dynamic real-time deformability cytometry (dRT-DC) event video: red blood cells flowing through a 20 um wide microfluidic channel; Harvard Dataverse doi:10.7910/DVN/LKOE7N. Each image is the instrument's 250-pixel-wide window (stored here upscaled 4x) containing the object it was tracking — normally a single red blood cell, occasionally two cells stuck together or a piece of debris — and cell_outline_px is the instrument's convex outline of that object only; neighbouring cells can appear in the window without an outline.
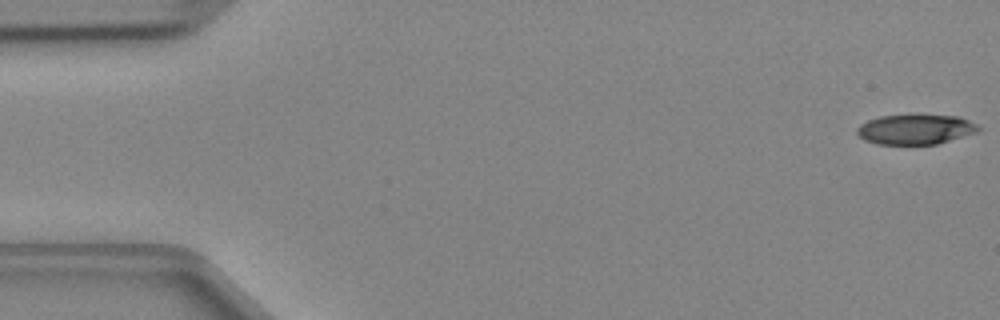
{"species": "Egyptian fruit bat (a non-hibernating species)", "species_latin": "Rousettus aegyptiacus", "temperature_condition": "cold", "stored_images_in_passage": 47, "camera_frame_rate_fps": 3000, "um_per_image_px": 0.085, "animal": {"sex": "female"}, "frame": {"image": 1, "passage_image": 1, "time_ms": 0.0, "image_size_px": [1000, 320], "cell_outline_px": [[980, 128], [976, 132], [936, 144], [876, 144], [864, 140], [856, 132], [856, 128], [860, 124], [868, 120], [880, 116], [960, 116], [976, 124]], "centroid_in_image_um": [77.77, 11.01], "position_along_channel_um": 7.2, "area_um2": 20.75}}
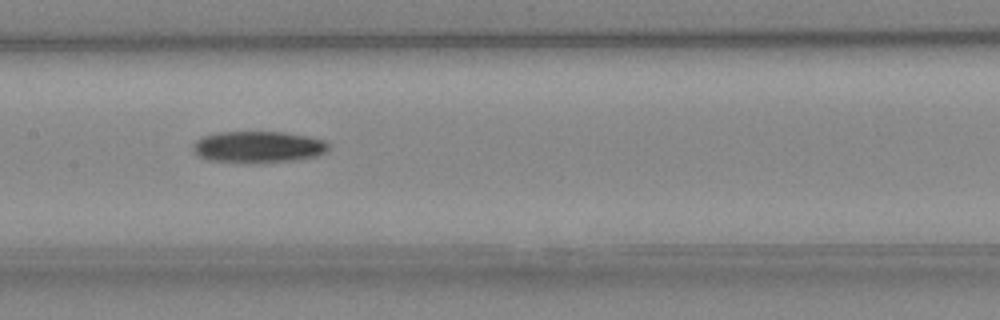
{"frame": {"image": 2, "passage_image": 23, "time_ms": 7.333, "image_size_px": [1000, 320], "cell_outline_px": [[328, 148], [324, 152], [316, 156], [296, 160], [248, 164], [208, 160], [196, 156], [192, 148], [192, 144], [196, 140], [204, 136], [220, 132], [284, 132], [308, 136], [324, 140], [328, 144]], "centroid_in_image_um": [21.89, 12.51], "position_along_channel_um": 185.5, "area_um2": 25.26}}
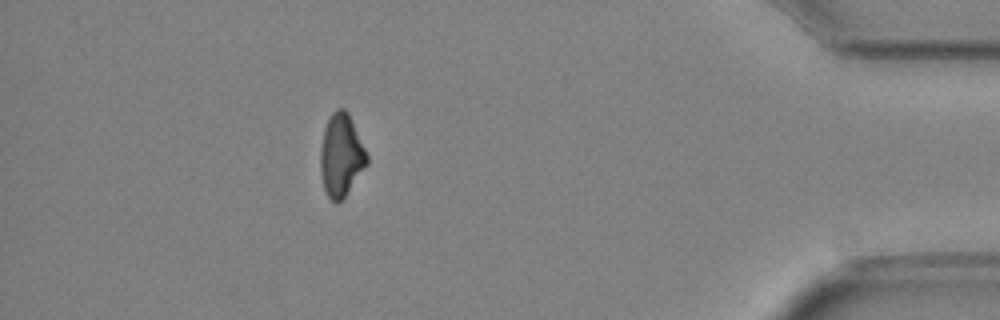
{"frame": {"image": 3, "passage_image": 42, "time_ms": 13.667, "image_size_px": [1000, 320], "cell_outline_px": [[368, 164], [344, 196], [336, 204], [328, 196], [324, 188], [320, 172], [320, 148], [324, 128], [332, 112], [336, 108], [344, 108], [348, 112], [368, 156]], "centroid_in_image_um": [28.98, 13.18], "position_along_channel_um": 406.2, "area_um2": 22.2}}